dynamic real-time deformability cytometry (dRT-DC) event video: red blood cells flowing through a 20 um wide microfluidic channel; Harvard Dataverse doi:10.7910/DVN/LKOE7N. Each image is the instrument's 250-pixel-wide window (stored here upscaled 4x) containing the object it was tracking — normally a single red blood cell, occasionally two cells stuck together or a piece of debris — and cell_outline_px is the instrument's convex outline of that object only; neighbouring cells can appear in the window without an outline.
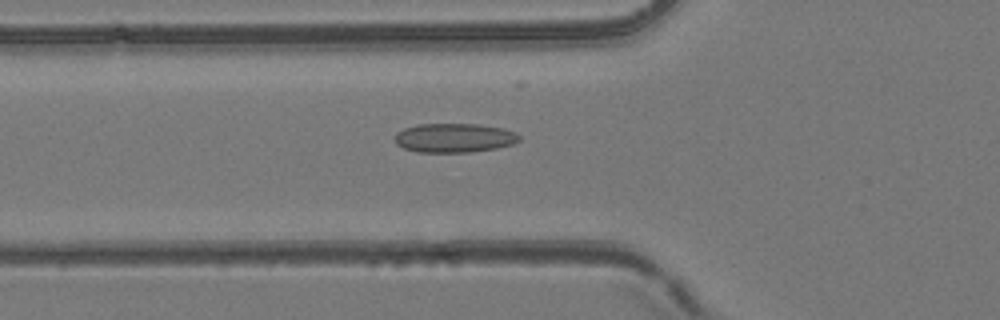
{"species": "common noctule bat (a hibernating species)", "species_latin": "Nyctalus noctula", "temperature_condition": "room temperature", "stored_images_in_passage": 53, "camera_frame_rate_fps": 3000, "um_per_image_px": 0.085, "animal": {"sex": "female", "body_mass_g": 24.6, "forearm_length_mm": 56.2}, "frame": {"image": 1, "passage_image": 19, "time_ms": 6.0, "image_size_px": [1000, 320], "cell_outline_px": [[520, 140], [512, 144], [496, 148], [468, 152], [416, 152], [404, 148], [396, 144], [396, 132], [404, 128], [416, 124], [480, 124], [504, 128], [516, 132], [520, 136]], "centroid_in_image_um": [38.62, 11.71], "position_along_channel_um": 87.2, "area_um2": 21.21}}
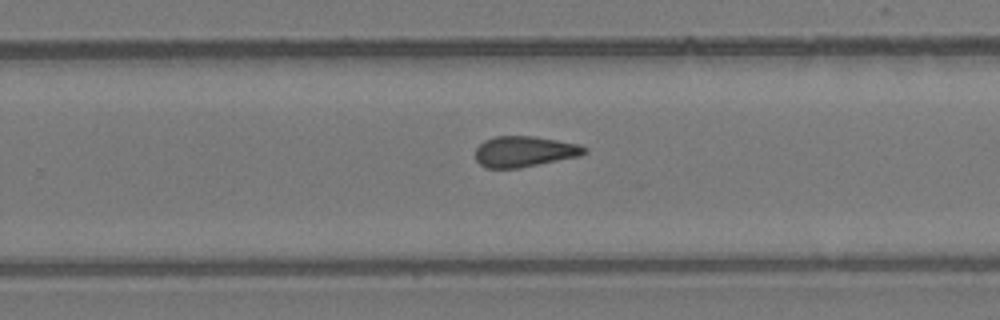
{"frame": {"image": 2, "passage_image": 34, "time_ms": 11.0, "image_size_px": [1000, 320], "cell_outline_px": [[588, 152], [580, 156], [520, 168], [484, 168], [476, 160], [476, 148], [484, 140], [496, 136], [532, 136], [580, 144], [588, 148]], "centroid_in_image_um": [44.59, 12.88], "position_along_channel_um": 285.2, "area_um2": 19.65}}
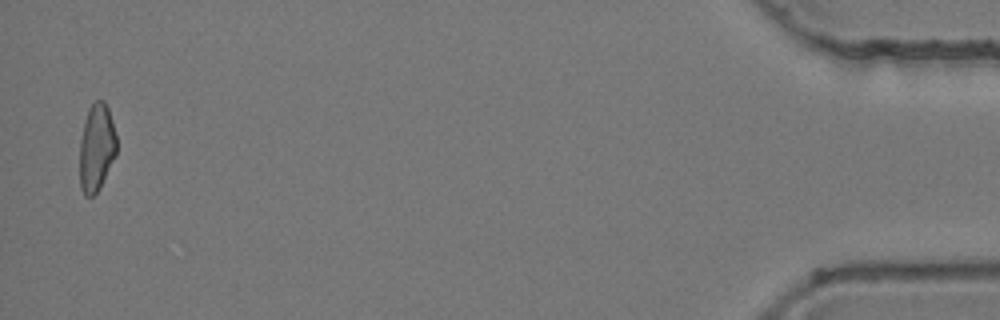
{"frame": {"image": 3, "passage_image": 52, "time_ms": 17.0, "image_size_px": [1000, 320], "cell_outline_px": [[116, 156], [100, 188], [92, 196], [84, 196], [80, 188], [80, 140], [84, 120], [88, 108], [96, 100], [104, 100], [108, 108], [116, 136]], "centroid_in_image_um": [8.2, 12.56], "position_along_channel_um": 427.0, "area_um2": 18.96}, "authors_computed_cell_mechanics": {"area_um2": 19.941, "velocity_mm_per_s": 3.9609, "shape_relaxation_time_tau1_ms": null, "shape_relaxation_time_tau2_ms": 3.6321, "deformation_change_tau1": null, "deformation_change_tau2": 0.1397}}